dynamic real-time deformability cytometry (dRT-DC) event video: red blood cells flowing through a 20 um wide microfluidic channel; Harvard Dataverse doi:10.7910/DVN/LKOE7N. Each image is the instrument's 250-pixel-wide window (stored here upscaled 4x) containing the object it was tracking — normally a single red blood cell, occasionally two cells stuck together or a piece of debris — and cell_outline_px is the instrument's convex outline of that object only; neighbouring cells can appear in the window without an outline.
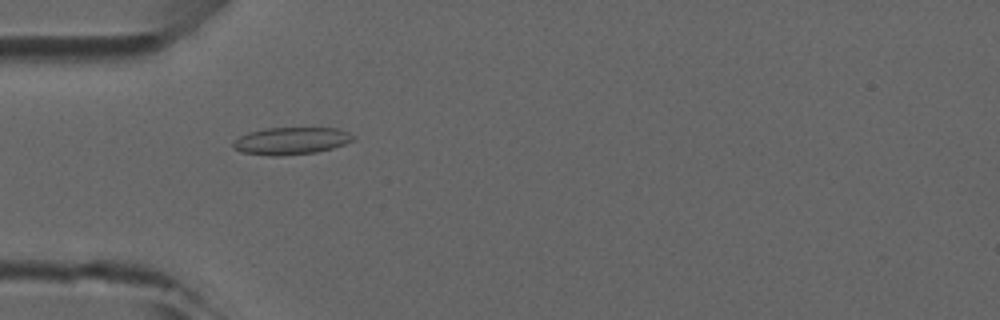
{"species": "common noctule bat (a hibernating species)", "species_latin": "Nyctalus noctula", "temperature_condition": "room temperature", "stored_images_in_passage": 49, "camera_frame_rate_fps": 3000, "um_per_image_px": 0.085, "animal": {"sex": "male", "forearm_length_mm": 52.5}, "frame": {"image": 1, "passage_image": 15, "time_ms": 4.667, "image_size_px": [1000, 320], "cell_outline_px": [[356, 136], [352, 140], [344, 144], [332, 148], [316, 152], [280, 156], [272, 156], [240, 152], [232, 148], [232, 140], [248, 132], [264, 128], [336, 128], [348, 132]], "centroid_in_image_um": [24.69, 11.97], "position_along_channel_um": 60.3, "area_um2": 19.19}}